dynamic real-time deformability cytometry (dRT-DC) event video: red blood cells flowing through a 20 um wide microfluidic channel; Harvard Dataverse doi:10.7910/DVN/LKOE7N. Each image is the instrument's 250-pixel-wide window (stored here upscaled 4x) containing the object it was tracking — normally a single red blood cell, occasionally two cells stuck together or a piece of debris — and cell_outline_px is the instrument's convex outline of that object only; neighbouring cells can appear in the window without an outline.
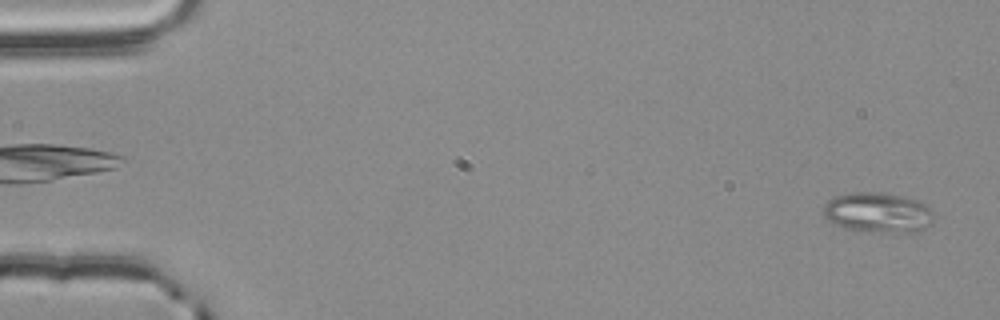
{"species": "common noctule bat (a hibernating species)", "species_latin": "Nyctalus noctula", "temperature_condition": "room temperature", "stored_images_in_passage": 56, "camera_frame_rate_fps": 3000, "um_per_image_px": 0.085, "animal": {"sex": "male", "body_mass_g": 20.4}, "frame": {"image": 1, "passage_image": 2, "time_ms": 0.333, "image_size_px": [1000, 320], "cell_outline_px": [[932, 224], [920, 232], [872, 232], [844, 228], [828, 220], [824, 216], [824, 204], [828, 200], [836, 196], [852, 192], [884, 192], [904, 196], [916, 200], [924, 204], [932, 212]], "centroid_in_image_um": [74.63, 18.07], "position_along_channel_um": 10.4, "area_um2": 25.95}}
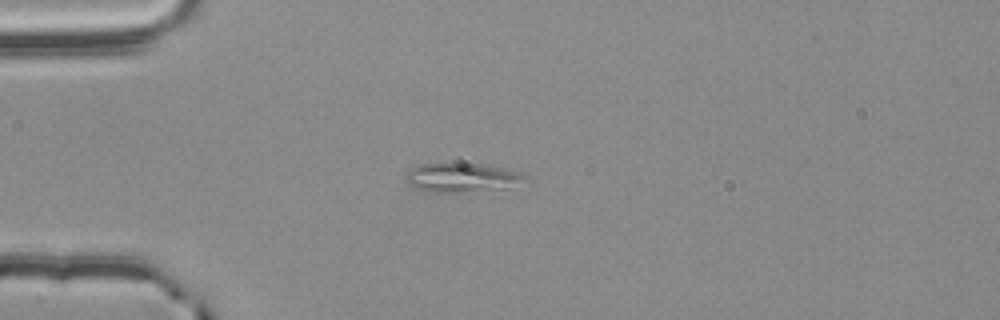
{"frame": {"image": 2, "passage_image": 15, "time_ms": 4.667, "image_size_px": [1000, 320], "cell_outline_px": [[528, 176], [508, 188], [448, 192], [432, 192], [416, 188], [408, 184], [404, 180], [404, 176], [412, 168], [420, 164], [484, 164], [508, 168], [520, 172]], "centroid_in_image_um": [39.23, 15.08], "position_along_channel_um": 45.8, "area_um2": 19.88}}
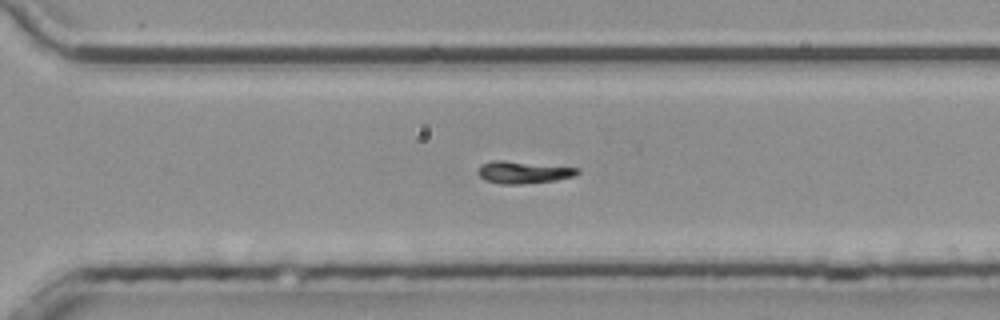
{"frame": {"image": 3, "passage_image": 39, "time_ms": 12.667, "image_size_px": [1000, 320], "cell_outline_px": [[580, 172], [572, 176], [556, 180], [520, 184], [500, 184], [484, 180], [476, 172], [480, 164], [492, 160], [504, 160], [580, 168]], "centroid_in_image_um": [44.42, 14.64], "position_along_channel_um": 326.2, "area_um2": 12.95}}